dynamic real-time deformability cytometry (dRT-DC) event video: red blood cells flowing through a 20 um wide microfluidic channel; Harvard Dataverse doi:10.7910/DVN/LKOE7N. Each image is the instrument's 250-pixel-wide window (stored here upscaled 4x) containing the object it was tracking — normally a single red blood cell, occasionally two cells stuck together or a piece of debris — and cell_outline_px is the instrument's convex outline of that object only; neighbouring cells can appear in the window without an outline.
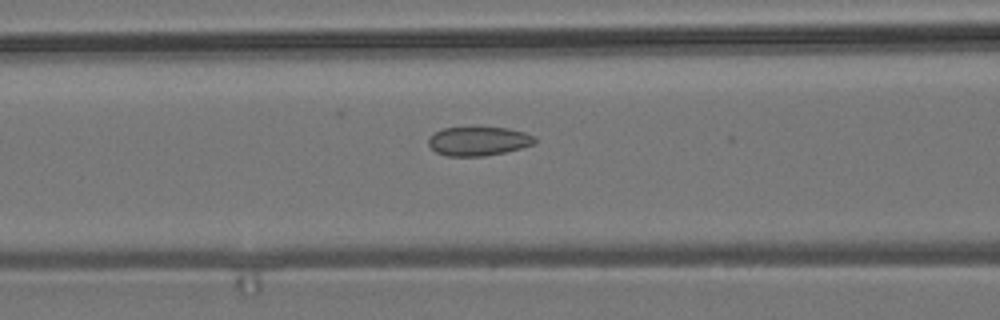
{"species": "common noctule bat (a hibernating species)", "species_latin": "Nyctalus noctula", "temperature_condition": "room temperature", "stored_images_in_passage": 11, "camera_frame_rate_fps": 3000, "um_per_image_px": 0.085, "animal": {"sex": "male", "body_mass_g": 19.2, "forearm_length_mm": 51.8}, "frame": {"image": 1, "passage_image": 6, "time_ms": 1.667, "image_size_px": [1000, 320], "cell_outline_px": [[536, 140], [532, 144], [520, 148], [504, 152], [484, 156], [444, 156], [436, 152], [428, 144], [428, 136], [444, 128], [508, 128], [524, 132], [536, 136]], "centroid_in_image_um": [40.64, 12.0], "position_along_channel_um": 126.0, "area_um2": 17.8}}
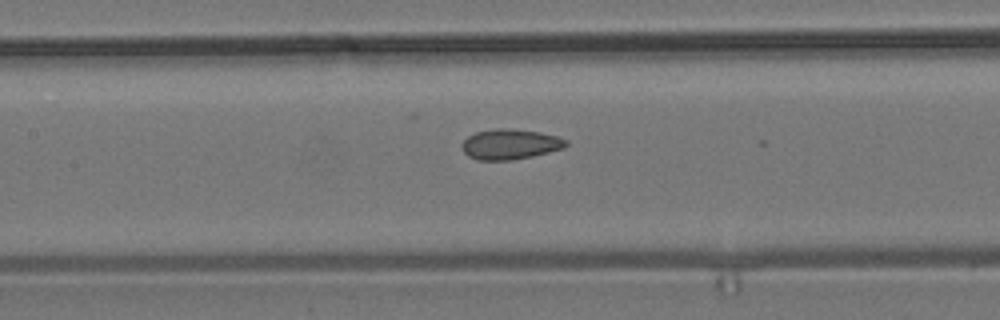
{"frame": {"image": 2, "passage_image": 9, "time_ms": 2.667, "image_size_px": [1000, 320], "cell_outline_px": [[568, 144], [564, 148], [532, 156], [512, 160], [476, 160], [468, 156], [464, 152], [460, 144], [468, 136], [476, 132], [496, 128], [508, 128], [540, 132], [556, 136], [568, 140]], "centroid_in_image_um": [43.34, 12.26], "position_along_channel_um": 164.1, "area_um2": 18.44}}